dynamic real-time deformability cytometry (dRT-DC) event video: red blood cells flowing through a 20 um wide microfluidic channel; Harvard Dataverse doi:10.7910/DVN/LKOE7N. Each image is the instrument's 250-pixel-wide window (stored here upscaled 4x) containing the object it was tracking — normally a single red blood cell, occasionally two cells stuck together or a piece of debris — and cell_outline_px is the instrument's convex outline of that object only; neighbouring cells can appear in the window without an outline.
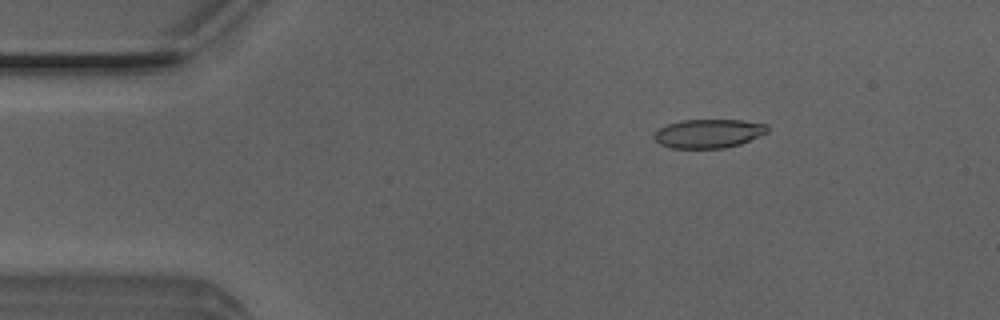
{"species": "Egyptian fruit bat (a non-hibernating species)", "species_latin": "Rousettus aegyptiacus", "temperature_condition": "room temperature", "stored_images_in_passage": 52, "camera_frame_rate_fps": 3000, "um_per_image_px": 0.085, "animal": {"sex": "male"}, "frame": {"image": 1, "passage_image": 8, "time_ms": 2.333, "image_size_px": [1000, 320], "cell_outline_px": [[768, 132], [740, 144], [724, 148], [672, 148], [660, 144], [652, 136], [660, 128], [668, 124], [680, 120], [740, 120], [768, 124]], "centroid_in_image_um": [60.23, 11.34], "position_along_channel_um": 24.8, "area_um2": 18.96}}
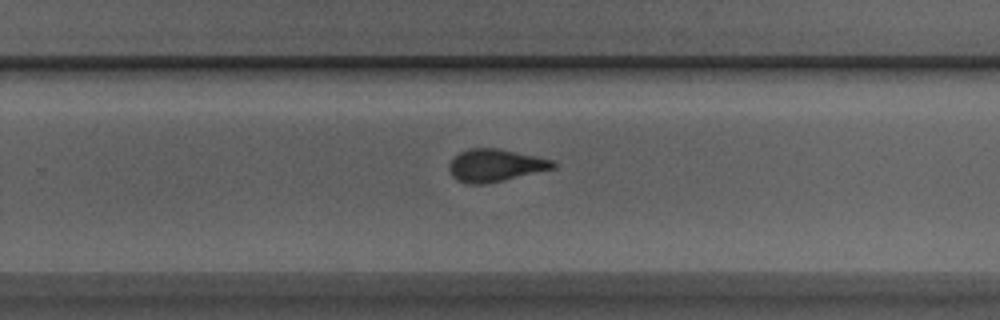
{"frame": {"image": 2, "passage_image": 33, "time_ms": 10.667, "image_size_px": [1000, 320], "cell_outline_px": [[556, 168], [504, 180], [484, 184], [468, 184], [456, 180], [452, 176], [448, 168], [448, 164], [460, 152], [468, 148], [496, 148], [536, 156], [552, 160], [556, 164]], "centroid_in_image_um": [42.08, 14.06], "position_along_channel_um": 287.7, "area_um2": 19.65}}
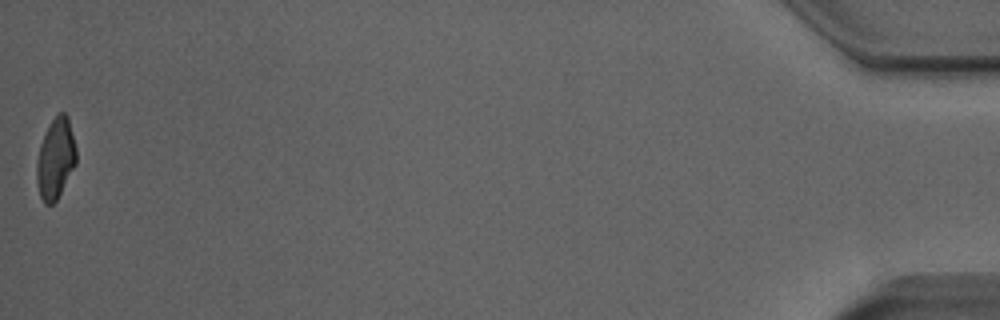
{"frame": {"image": 3, "passage_image": 52, "time_ms": 17.0, "image_size_px": [1000, 320], "cell_outline_px": [[76, 164], [56, 200], [52, 204], [44, 204], [40, 196], [36, 180], [36, 164], [40, 144], [48, 124], [60, 112], [64, 112], [68, 116], [76, 148]], "centroid_in_image_um": [4.71, 13.47], "position_along_channel_um": 430.5, "area_um2": 18.55}, "authors_computed_cell_mechanics": {"area_um2": 19.6809, "velocity_mm_per_s": 3.9189, "shape_relaxation_time_tau1_ms": 7.9966, "shape_relaxation_time_tau2_ms": 1.3882, "deformation_change_tau1": 0.2024, "deformation_change_tau2": 0.0721}}